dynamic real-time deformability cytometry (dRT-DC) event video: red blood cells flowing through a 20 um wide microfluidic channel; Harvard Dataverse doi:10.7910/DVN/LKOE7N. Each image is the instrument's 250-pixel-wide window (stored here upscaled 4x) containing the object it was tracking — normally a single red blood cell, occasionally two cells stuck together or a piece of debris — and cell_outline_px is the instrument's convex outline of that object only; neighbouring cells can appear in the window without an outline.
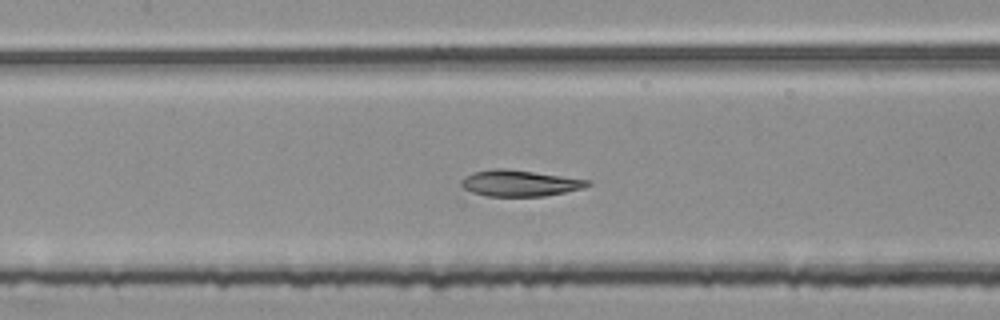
{"species": "common noctule bat (a hibernating species)", "species_latin": "Nyctalus noctula", "temperature_condition": "room temperature", "stored_images_in_passage": 51, "segment_of_instrument_passage": [2, 2], "camera_frame_rate_fps": 3000, "um_per_image_px": 0.085, "animal": {"sex": "female", "body_mass_g": 25.1}, "frame": {"image": 1, "passage_image": 24, "time_ms": 7.667, "image_size_px": [1000, 320], "cell_outline_px": [[592, 184], [584, 188], [544, 196], [484, 196], [472, 192], [464, 188], [460, 184], [460, 180], [464, 176], [472, 172], [496, 168], [500, 168], [532, 172], [592, 180]], "centroid_in_image_um": [44.16, 15.57], "position_along_channel_um": 163.2, "area_um2": 19.25}}
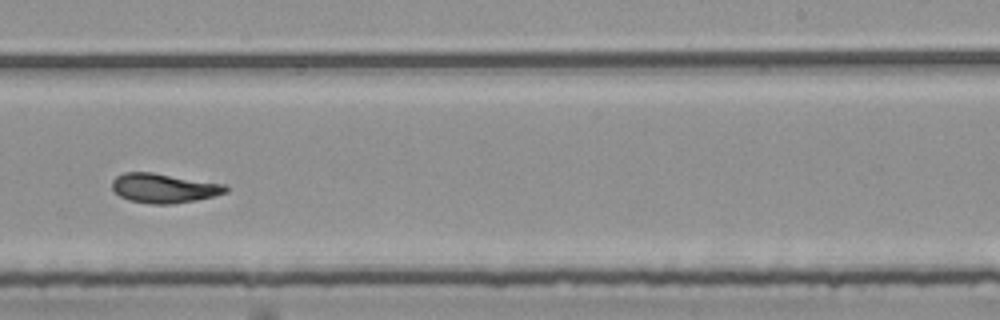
{"frame": {"image": 2, "passage_image": 33, "time_ms": 10.667, "image_size_px": [1000, 320], "cell_outline_px": [[228, 192], [196, 200], [172, 204], [152, 204], [128, 200], [120, 196], [112, 188], [112, 180], [116, 176], [124, 172], [152, 172], [228, 184]], "centroid_in_image_um": [13.95, 15.98], "position_along_channel_um": 275.0, "area_um2": 19.65}}
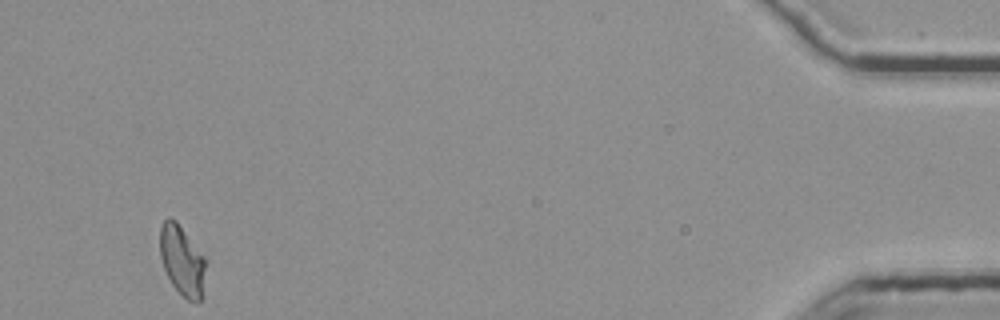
{"frame": {"image": 3, "passage_image": 51, "time_ms": 16.667, "image_size_px": [1000, 320], "cell_outline_px": [[208, 260], [204, 296], [200, 300], [188, 300], [172, 284], [164, 268], [160, 256], [160, 228], [164, 220], [168, 216], [176, 220]], "centroid_in_image_um": [15.53, 22.14], "position_along_channel_um": 419.7, "area_um2": 19.07}}